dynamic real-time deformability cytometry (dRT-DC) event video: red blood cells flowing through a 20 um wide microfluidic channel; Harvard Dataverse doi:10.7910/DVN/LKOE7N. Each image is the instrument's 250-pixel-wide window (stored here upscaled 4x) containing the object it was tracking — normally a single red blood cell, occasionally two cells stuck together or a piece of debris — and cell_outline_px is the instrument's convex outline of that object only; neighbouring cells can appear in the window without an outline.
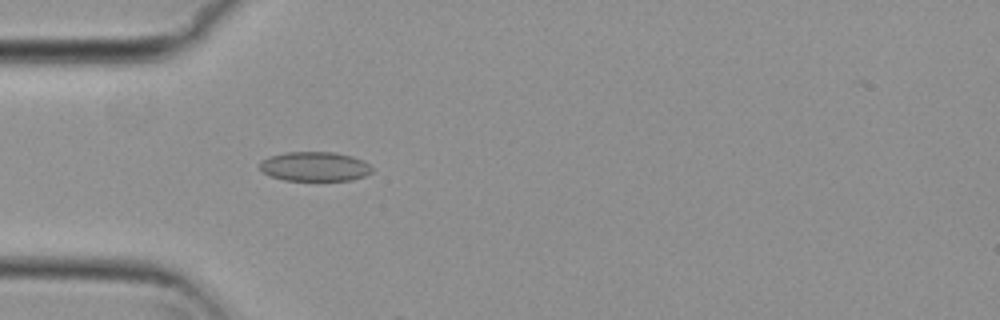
{"species": "common noctule bat (a hibernating species)", "species_latin": "Nyctalus noctula", "temperature_condition": "cold", "stored_images_in_passage": 2, "camera_frame_rate_fps": 3000, "um_per_image_px": 0.085, "animal": {"sex": "female", "body_mass_g": 29.2, "forearm_length_mm": 56.3}, "frame": {"image": 1, "passage_image": 1, "time_ms": 0.0, "image_size_px": [1000, 320], "cell_outline_px": [[372, 172], [364, 176], [352, 180], [284, 180], [268, 176], [260, 168], [260, 160], [272, 156], [288, 152], [336, 152], [352, 156], [364, 160], [372, 168]], "centroid_in_image_um": [26.76, 14.15], "position_along_channel_um": 58.2, "area_um2": 19.25}}